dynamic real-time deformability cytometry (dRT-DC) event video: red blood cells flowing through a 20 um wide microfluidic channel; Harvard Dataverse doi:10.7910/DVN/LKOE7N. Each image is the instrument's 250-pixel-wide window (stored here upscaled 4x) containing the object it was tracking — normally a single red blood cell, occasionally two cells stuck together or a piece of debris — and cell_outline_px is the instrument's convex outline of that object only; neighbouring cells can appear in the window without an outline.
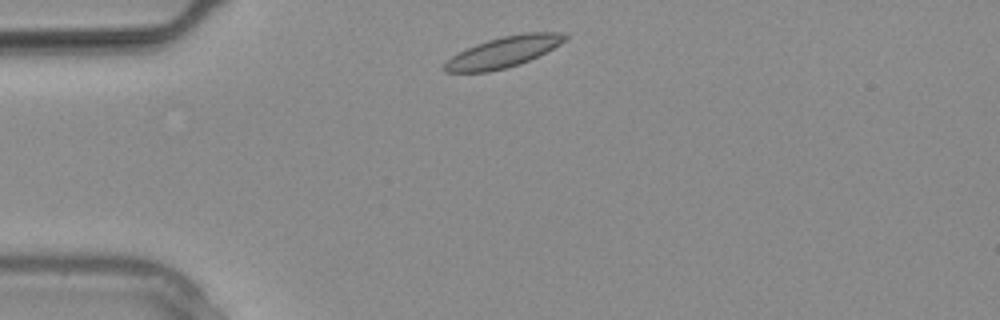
{"species": "common noctule bat (a hibernating species)", "species_latin": "Nyctalus noctula", "temperature_condition": "warm", "stored_images_in_passage": 10, "camera_frame_rate_fps": 3000, "um_per_image_px": 0.085, "animal": {"sex": "male", "body_mass_g": 20.4}, "frame": {"image": 1, "passage_image": 1, "time_ms": 0.0, "image_size_px": [1000, 320], "cell_outline_px": [[568, 36], [560, 44], [520, 64], [488, 72], [444, 72], [444, 64], [452, 56], [476, 44], [488, 40], [504, 36], [528, 32], [564, 32]], "centroid_in_image_um": [42.79, 4.42], "position_along_channel_um": 42.2, "area_um2": 21.15}}